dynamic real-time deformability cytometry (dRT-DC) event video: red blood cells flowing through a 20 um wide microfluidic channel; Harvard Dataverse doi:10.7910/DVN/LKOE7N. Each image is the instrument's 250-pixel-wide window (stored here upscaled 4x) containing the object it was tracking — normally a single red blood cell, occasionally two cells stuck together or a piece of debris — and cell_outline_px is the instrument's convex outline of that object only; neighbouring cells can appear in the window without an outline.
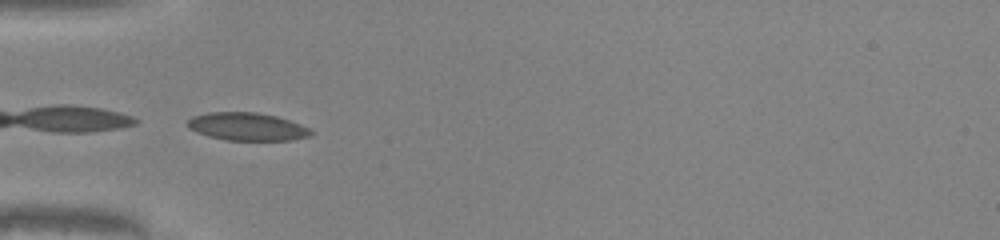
{"species": "common noctule bat (a hibernating species)", "species_latin": "Nyctalus noctula", "temperature_condition": "warm", "stored_images_in_passage": 12, "camera_frame_rate_fps": 3000, "um_per_image_px": 0.085, "animal": {"sex": "male", "body_mass_g": 20.0, "forearm_length_mm": 53.3}, "frame": {"image": 1, "passage_image": 1, "time_ms": 0.0, "image_size_px": [1000, 240], "cell_outline_px": [[312, 136], [292, 140], [228, 140], [208, 136], [196, 132], [188, 128], [184, 124], [192, 116], [208, 112], [256, 112], [276, 116], [300, 124], [308, 128], [312, 132]], "centroid_in_image_um": [20.96, 10.76], "position_along_channel_um": 64.0, "area_um2": 20.11}}
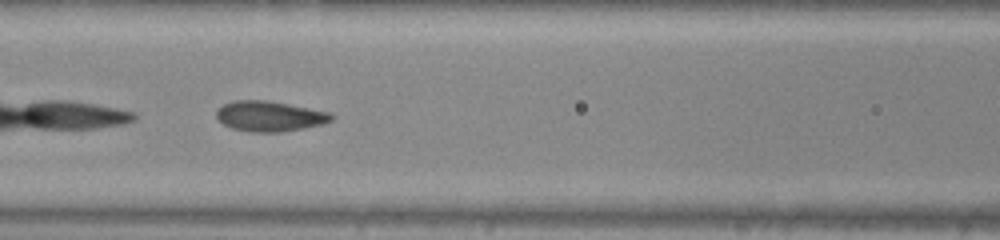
{"frame": {"image": 2, "passage_image": 7, "time_ms": 2.0, "image_size_px": [1000, 240], "cell_outline_px": [[332, 120], [320, 124], [280, 132], [252, 132], [232, 128], [224, 124], [216, 116], [216, 112], [224, 104], [232, 100], [264, 100], [288, 104], [332, 112]], "centroid_in_image_um": [22.9, 9.87], "position_along_channel_um": 143.7, "area_um2": 20.0}}
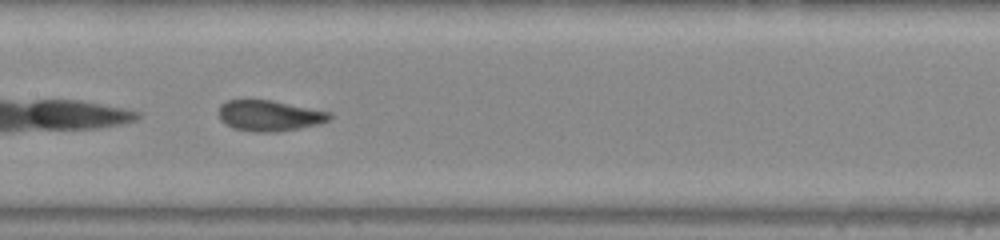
{"frame": {"image": 3, "passage_image": 10, "time_ms": 3.0, "image_size_px": [1000, 240], "cell_outline_px": [[332, 116], [328, 120], [320, 124], [300, 128], [276, 132], [256, 132], [232, 128], [220, 120], [220, 104], [228, 100], [272, 100], [332, 112]], "centroid_in_image_um": [22.93, 9.83], "position_along_channel_um": 184.5, "area_um2": 19.94}}